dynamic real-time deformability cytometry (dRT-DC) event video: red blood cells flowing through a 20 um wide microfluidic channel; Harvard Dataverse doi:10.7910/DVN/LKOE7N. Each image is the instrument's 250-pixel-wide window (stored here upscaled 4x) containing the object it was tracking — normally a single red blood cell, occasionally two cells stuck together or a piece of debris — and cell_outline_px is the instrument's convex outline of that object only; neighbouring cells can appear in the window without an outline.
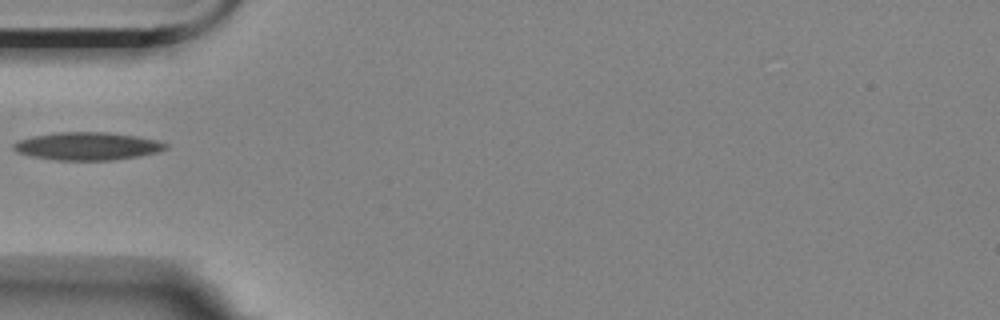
{"species": "Egyptian fruit bat (a non-hibernating species)", "species_latin": "Rousettus aegyptiacus", "temperature_condition": "room temperature", "stored_images_in_passage": 35, "camera_frame_rate_fps": 3000, "um_per_image_px": 0.085, "animal": {"sex": "female"}, "frame": {"image": 1, "passage_image": 1, "time_ms": 0.0, "image_size_px": [1000, 320], "cell_outline_px": [[168, 148], [156, 152], [136, 156], [112, 160], [56, 160], [32, 156], [16, 152], [12, 148], [12, 144], [20, 140], [32, 136], [60, 132], [104, 132], [136, 136], [156, 140], [168, 144]], "centroid_in_image_um": [7.4, 12.42], "position_along_channel_um": 77.6, "area_um2": 24.45}}
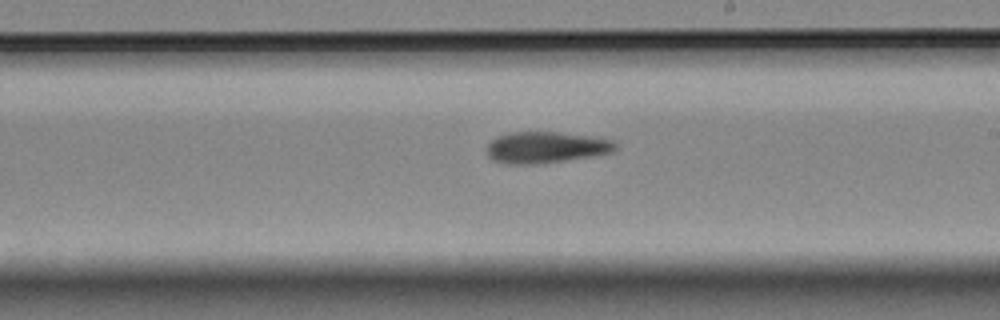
{"frame": {"image": 2, "passage_image": 15, "time_ms": 4.667, "image_size_px": [1000, 320], "cell_outline_px": [[616, 148], [612, 152], [564, 160], [528, 164], [508, 164], [492, 160], [488, 156], [488, 144], [496, 136], [508, 132], [560, 132], [592, 136], [612, 140], [616, 144]], "centroid_in_image_um": [46.37, 12.51], "position_along_channel_um": 242.6, "area_um2": 23.24}}
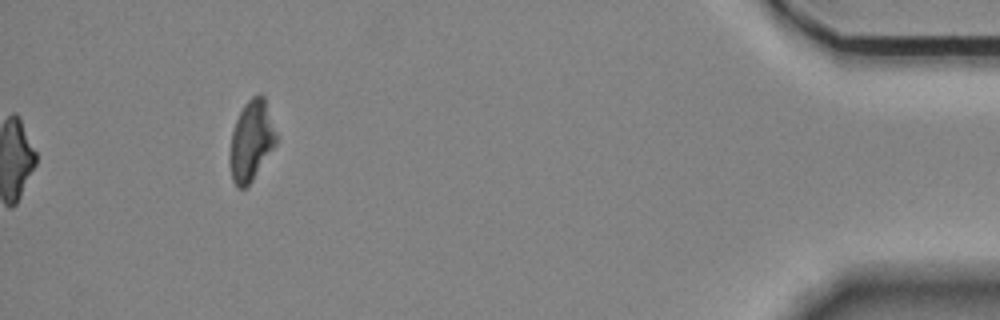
{"frame": {"image": 3, "passage_image": 35, "time_ms": 11.333, "image_size_px": [1000, 320], "cell_outline_px": [[276, 144], [252, 180], [244, 188], [236, 188], [232, 180], [228, 164], [228, 156], [232, 132], [236, 120], [244, 104], [252, 96], [260, 92], [264, 96], [276, 132]], "centroid_in_image_um": [21.33, 11.97], "position_along_channel_um": 413.9, "area_um2": 21.79}}